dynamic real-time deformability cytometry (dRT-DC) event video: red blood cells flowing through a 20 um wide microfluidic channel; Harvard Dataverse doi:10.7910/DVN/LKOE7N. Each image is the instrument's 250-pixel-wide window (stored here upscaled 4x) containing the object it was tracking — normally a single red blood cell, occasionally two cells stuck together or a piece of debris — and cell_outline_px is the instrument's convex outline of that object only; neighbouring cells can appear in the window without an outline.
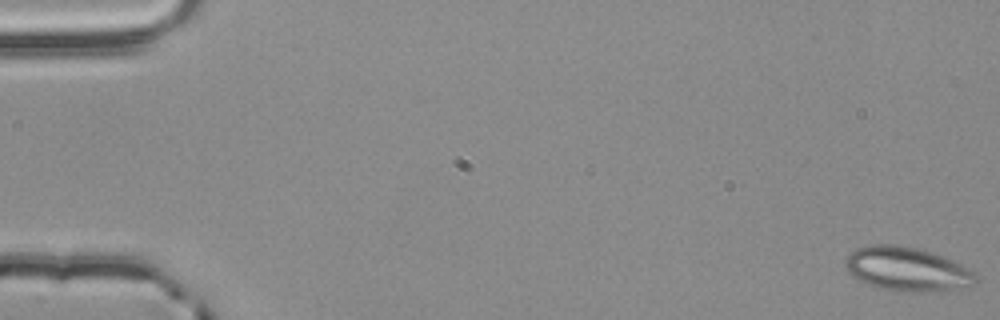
{"species": "common noctule bat (a hibernating species)", "species_latin": "Nyctalus noctula", "temperature_condition": "room temperature", "stored_images_in_passage": 55, "camera_frame_rate_fps": 3000, "um_per_image_px": 0.085, "animal": {"sex": "male", "body_mass_g": 20.4}, "frame": {"image": 1, "passage_image": 1, "time_ms": 0.0, "image_size_px": [1000, 320], "cell_outline_px": [[976, 280], [972, 284], [924, 292], [896, 292], [880, 288], [868, 284], [860, 280], [844, 264], [848, 256], [856, 248], [872, 244], [900, 244], [932, 252], [952, 260], [960, 264], [972, 272], [976, 276]], "centroid_in_image_um": [77.05, 22.85], "position_along_channel_um": 7.9, "area_um2": 32.66}}
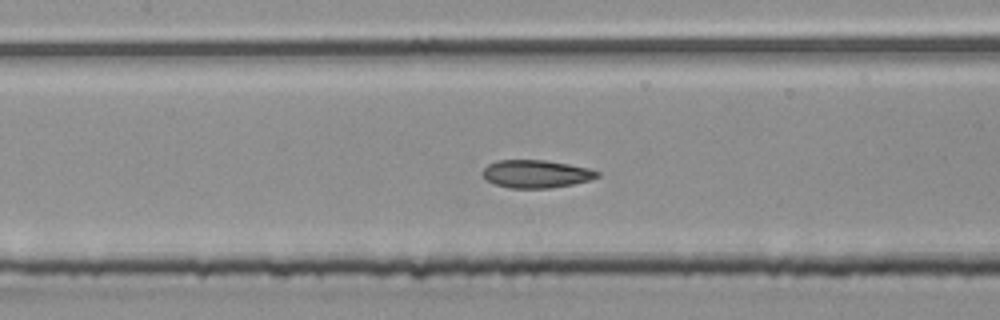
{"frame": {"image": 2, "passage_image": 26, "time_ms": 8.333, "image_size_px": [1000, 320], "cell_outline_px": [[600, 176], [592, 180], [572, 184], [548, 188], [508, 188], [496, 184], [488, 180], [480, 172], [488, 164], [496, 160], [544, 160], [568, 164], [588, 168], [600, 172]], "centroid_in_image_um": [45.57, 14.78], "position_along_channel_um": 161.8, "area_um2": 18.61}}
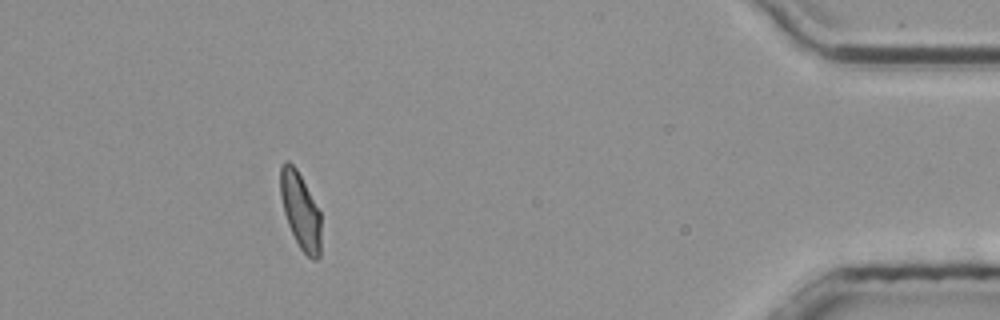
{"frame": {"image": 3, "passage_image": 50, "time_ms": 16.333, "image_size_px": [1000, 320], "cell_outline_px": [[320, 256], [316, 260], [312, 260], [300, 248], [288, 224], [284, 212], [280, 196], [280, 164], [284, 160], [288, 160], [296, 168], [320, 212]], "centroid_in_image_um": [25.52, 17.89], "position_along_channel_um": 409.7, "area_um2": 17.92}, "authors_computed_cell_mechanics": {"area_um2": 18.9006, "velocity_mm_per_s": 3.8455, "shape_relaxation_time_tau1_ms": 7.9001, "shape_relaxation_time_tau2_ms": 0.8616, "deformation_change_tau1": 0.1854, "deformation_change_tau2": 0.0666}}